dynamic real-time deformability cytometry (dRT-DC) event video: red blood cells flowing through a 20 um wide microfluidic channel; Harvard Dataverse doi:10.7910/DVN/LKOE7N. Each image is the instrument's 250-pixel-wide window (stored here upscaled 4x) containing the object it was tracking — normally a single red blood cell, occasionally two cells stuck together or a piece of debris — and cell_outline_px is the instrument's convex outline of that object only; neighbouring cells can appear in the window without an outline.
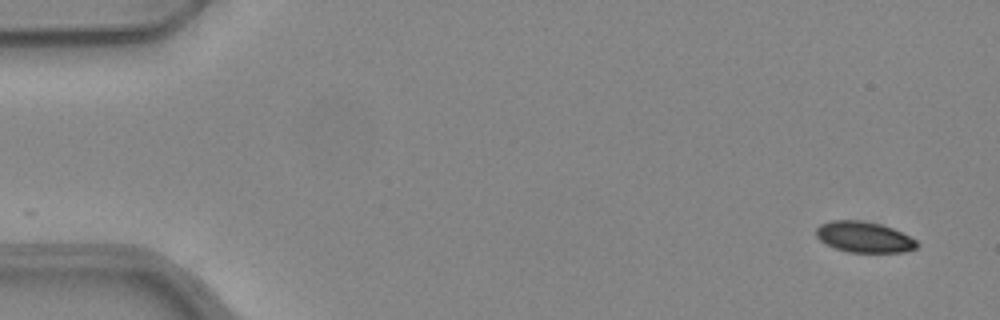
{"species": "common noctule bat (a hibernating species)", "species_latin": "Nyctalus noctula", "temperature_condition": "warm", "stored_images_in_passage": 8, "camera_frame_rate_fps": 3000, "um_per_image_px": 0.085, "animal": {"sex": "female", "body_mass_g": 24.6, "forearm_length_mm": 56.2}, "frame": {"image": 1, "passage_image": 1, "time_ms": 0.0, "image_size_px": [1000, 320], "cell_outline_px": [[916, 248], [904, 252], [848, 252], [836, 248], [820, 240], [816, 236], [816, 228], [820, 224], [832, 220], [860, 220], [880, 224], [892, 228], [916, 240]], "centroid_in_image_um": [73.41, 20.14], "position_along_channel_um": 11.6, "area_um2": 17.86}}